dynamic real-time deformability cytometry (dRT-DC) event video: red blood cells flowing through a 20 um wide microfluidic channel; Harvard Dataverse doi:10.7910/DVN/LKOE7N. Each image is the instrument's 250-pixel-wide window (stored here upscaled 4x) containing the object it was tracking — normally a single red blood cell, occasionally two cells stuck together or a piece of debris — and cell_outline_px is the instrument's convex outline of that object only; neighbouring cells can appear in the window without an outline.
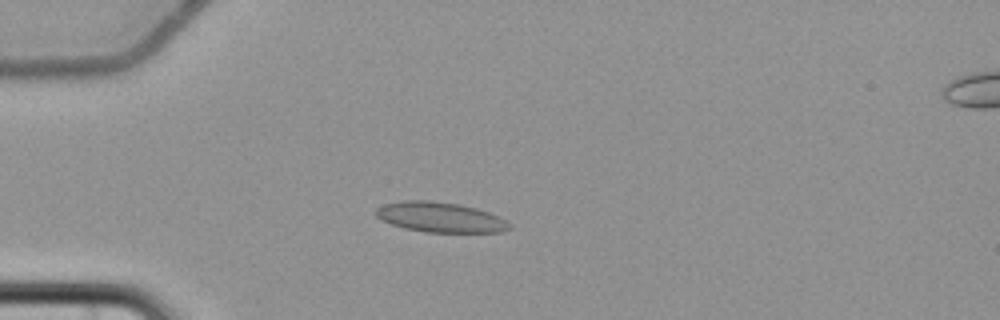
{"species": "common noctule bat (a hibernating species)", "species_latin": "Nyctalus noctula", "temperature_condition": "cold", "stored_images_in_passage": 9, "camera_frame_rate_fps": 3000, "um_per_image_px": 0.085, "animal": {"sex": "female", "body_mass_g": 22.7, "forearm_length_mm": 54.2}, "frame": {"image": 1, "passage_image": 4, "time_ms": 3.667, "image_size_px": [1000, 320], "cell_outline_px": [[512, 228], [500, 232], [424, 232], [404, 228], [380, 220], [372, 212], [376, 208], [384, 204], [404, 200], [428, 200], [460, 204], [476, 208], [500, 216], [512, 224]], "centroid_in_image_um": [37.41, 18.46], "position_along_channel_um": 47.6, "area_um2": 23.7}}
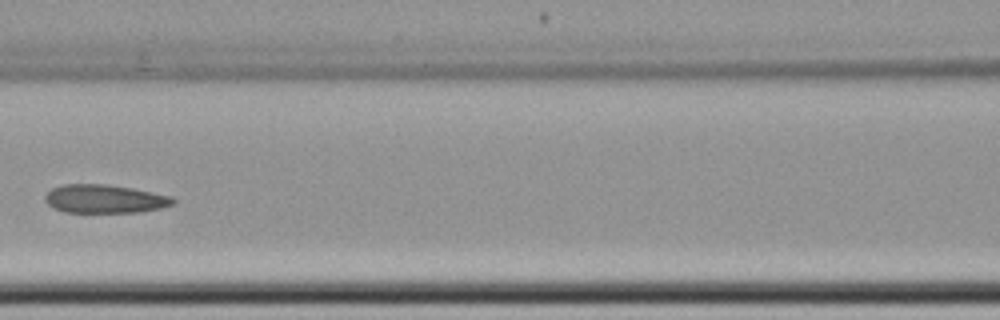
{"frame": {"image": 2, "passage_image": 7, "time_ms": 7.333, "image_size_px": [1000, 320], "cell_outline_px": [[176, 204], [160, 208], [140, 212], [64, 212], [52, 208], [44, 200], [44, 196], [52, 188], [64, 184], [104, 184], [132, 188], [172, 196], [176, 200]], "centroid_in_image_um": [8.9, 16.91], "position_along_channel_um": 157.7, "area_um2": 21.33}}
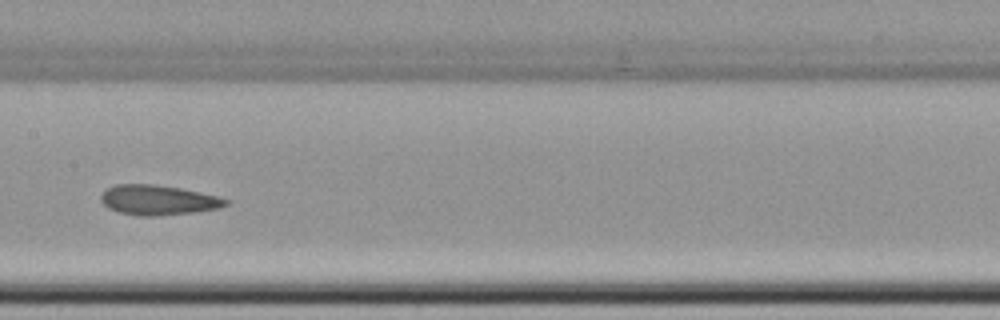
{"frame": {"image": 3, "passage_image": 8, "time_ms": 8.333, "image_size_px": [1000, 320], "cell_outline_px": [[228, 204], [220, 208], [192, 212], [152, 216], [136, 216], [116, 212], [108, 208], [100, 200], [100, 196], [104, 188], [116, 184], [156, 184], [180, 188], [200, 192], [216, 196], [228, 200]], "centroid_in_image_um": [13.36, 17.0], "position_along_channel_um": 194.0, "area_um2": 21.91}}